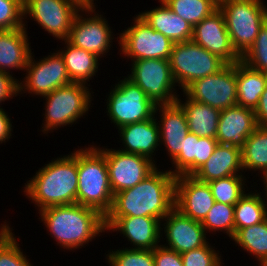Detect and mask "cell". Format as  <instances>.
<instances>
[{
	"instance_id": "6da1fadb",
	"label": "cell",
	"mask_w": 267,
	"mask_h": 266,
	"mask_svg": "<svg viewBox=\"0 0 267 266\" xmlns=\"http://www.w3.org/2000/svg\"><path fill=\"white\" fill-rule=\"evenodd\" d=\"M158 167L132 188L117 192L105 217H154L162 221L174 208L175 176Z\"/></svg>"
},
{
	"instance_id": "7a4b0ae2",
	"label": "cell",
	"mask_w": 267,
	"mask_h": 266,
	"mask_svg": "<svg viewBox=\"0 0 267 266\" xmlns=\"http://www.w3.org/2000/svg\"><path fill=\"white\" fill-rule=\"evenodd\" d=\"M38 213L48 235L65 251L85 248L106 232L105 217L77 203L48 207Z\"/></svg>"
},
{
	"instance_id": "3957f363",
	"label": "cell",
	"mask_w": 267,
	"mask_h": 266,
	"mask_svg": "<svg viewBox=\"0 0 267 266\" xmlns=\"http://www.w3.org/2000/svg\"><path fill=\"white\" fill-rule=\"evenodd\" d=\"M77 148L71 154L60 155L39 168L27 180L23 194L35 208L43 210L52 206L77 203L78 172Z\"/></svg>"
},
{
	"instance_id": "277c9868",
	"label": "cell",
	"mask_w": 267,
	"mask_h": 266,
	"mask_svg": "<svg viewBox=\"0 0 267 266\" xmlns=\"http://www.w3.org/2000/svg\"><path fill=\"white\" fill-rule=\"evenodd\" d=\"M77 204L106 216L114 194L110 185L105 154L94 143L77 149Z\"/></svg>"
},
{
	"instance_id": "5b68a950",
	"label": "cell",
	"mask_w": 267,
	"mask_h": 266,
	"mask_svg": "<svg viewBox=\"0 0 267 266\" xmlns=\"http://www.w3.org/2000/svg\"><path fill=\"white\" fill-rule=\"evenodd\" d=\"M91 85L70 83L59 87L42 99L45 100L43 123L40 130L48 136L53 130H59L68 125H75L81 117L88 116L89 108L93 107L92 100L95 92ZM92 93V94H91ZM92 104V105H91ZM86 114V115H85ZM84 116V117H83Z\"/></svg>"
},
{
	"instance_id": "8992f818",
	"label": "cell",
	"mask_w": 267,
	"mask_h": 266,
	"mask_svg": "<svg viewBox=\"0 0 267 266\" xmlns=\"http://www.w3.org/2000/svg\"><path fill=\"white\" fill-rule=\"evenodd\" d=\"M265 0H226L218 5L225 17L230 41L242 57L254 44L261 26L267 20Z\"/></svg>"
},
{
	"instance_id": "52a82bcc",
	"label": "cell",
	"mask_w": 267,
	"mask_h": 266,
	"mask_svg": "<svg viewBox=\"0 0 267 266\" xmlns=\"http://www.w3.org/2000/svg\"><path fill=\"white\" fill-rule=\"evenodd\" d=\"M119 82L111 85L105 106L108 118L116 129L132 123L142 122L154 116L156 105L133 81L122 76Z\"/></svg>"
},
{
	"instance_id": "ba28073f",
	"label": "cell",
	"mask_w": 267,
	"mask_h": 266,
	"mask_svg": "<svg viewBox=\"0 0 267 266\" xmlns=\"http://www.w3.org/2000/svg\"><path fill=\"white\" fill-rule=\"evenodd\" d=\"M169 61L174 81L182 91L196 79L217 73L227 65L192 40L174 43Z\"/></svg>"
},
{
	"instance_id": "9c48e42d",
	"label": "cell",
	"mask_w": 267,
	"mask_h": 266,
	"mask_svg": "<svg viewBox=\"0 0 267 266\" xmlns=\"http://www.w3.org/2000/svg\"><path fill=\"white\" fill-rule=\"evenodd\" d=\"M130 27L119 34V55L127 60L166 59L169 60L174 42L155 31L137 14L132 17Z\"/></svg>"
},
{
	"instance_id": "30bf717a",
	"label": "cell",
	"mask_w": 267,
	"mask_h": 266,
	"mask_svg": "<svg viewBox=\"0 0 267 266\" xmlns=\"http://www.w3.org/2000/svg\"><path fill=\"white\" fill-rule=\"evenodd\" d=\"M97 6H83L76 14L67 41L74 47L94 53L100 58L106 57L115 42H119V33L114 34L106 16L96 10ZM99 13V14H98ZM88 14V15H87Z\"/></svg>"
},
{
	"instance_id": "8fae6325",
	"label": "cell",
	"mask_w": 267,
	"mask_h": 266,
	"mask_svg": "<svg viewBox=\"0 0 267 266\" xmlns=\"http://www.w3.org/2000/svg\"><path fill=\"white\" fill-rule=\"evenodd\" d=\"M127 78L137 84L155 105L172 104L179 97L170 61L166 59L135 60L129 64Z\"/></svg>"
},
{
	"instance_id": "7c38bea8",
	"label": "cell",
	"mask_w": 267,
	"mask_h": 266,
	"mask_svg": "<svg viewBox=\"0 0 267 266\" xmlns=\"http://www.w3.org/2000/svg\"><path fill=\"white\" fill-rule=\"evenodd\" d=\"M23 7L26 30L31 18L43 31L61 41L68 39L73 20L83 6L78 0H23Z\"/></svg>"
},
{
	"instance_id": "4fadbf2b",
	"label": "cell",
	"mask_w": 267,
	"mask_h": 266,
	"mask_svg": "<svg viewBox=\"0 0 267 266\" xmlns=\"http://www.w3.org/2000/svg\"><path fill=\"white\" fill-rule=\"evenodd\" d=\"M54 51L38 60L32 52L24 70L25 77L18 81V96L26 93V96L29 94L43 98L55 89L72 83L63 58Z\"/></svg>"
},
{
	"instance_id": "5bb4252c",
	"label": "cell",
	"mask_w": 267,
	"mask_h": 266,
	"mask_svg": "<svg viewBox=\"0 0 267 266\" xmlns=\"http://www.w3.org/2000/svg\"><path fill=\"white\" fill-rule=\"evenodd\" d=\"M183 92L189 99L225 110L237 105L236 63L219 72L196 79Z\"/></svg>"
},
{
	"instance_id": "9a60e30c",
	"label": "cell",
	"mask_w": 267,
	"mask_h": 266,
	"mask_svg": "<svg viewBox=\"0 0 267 266\" xmlns=\"http://www.w3.org/2000/svg\"><path fill=\"white\" fill-rule=\"evenodd\" d=\"M100 146L98 148L105 154L113 194L134 187L158 167L145 156Z\"/></svg>"
},
{
	"instance_id": "2e32d148",
	"label": "cell",
	"mask_w": 267,
	"mask_h": 266,
	"mask_svg": "<svg viewBox=\"0 0 267 266\" xmlns=\"http://www.w3.org/2000/svg\"><path fill=\"white\" fill-rule=\"evenodd\" d=\"M161 236V241H166L161 244L179 254L204 246L209 240L201 222L185 216L175 207L161 221Z\"/></svg>"
},
{
	"instance_id": "e0dca14e",
	"label": "cell",
	"mask_w": 267,
	"mask_h": 266,
	"mask_svg": "<svg viewBox=\"0 0 267 266\" xmlns=\"http://www.w3.org/2000/svg\"><path fill=\"white\" fill-rule=\"evenodd\" d=\"M192 41L227 64H235L241 60L232 47L225 17L219 7L193 27Z\"/></svg>"
},
{
	"instance_id": "ac0fdd59",
	"label": "cell",
	"mask_w": 267,
	"mask_h": 266,
	"mask_svg": "<svg viewBox=\"0 0 267 266\" xmlns=\"http://www.w3.org/2000/svg\"><path fill=\"white\" fill-rule=\"evenodd\" d=\"M105 229L121 233L129 249L153 250L162 242L161 221L154 217H105Z\"/></svg>"
},
{
	"instance_id": "d6986e66",
	"label": "cell",
	"mask_w": 267,
	"mask_h": 266,
	"mask_svg": "<svg viewBox=\"0 0 267 266\" xmlns=\"http://www.w3.org/2000/svg\"><path fill=\"white\" fill-rule=\"evenodd\" d=\"M214 202L208 183L198 181L192 175L175 177L174 207L185 216L202 222Z\"/></svg>"
},
{
	"instance_id": "ffe728a7",
	"label": "cell",
	"mask_w": 267,
	"mask_h": 266,
	"mask_svg": "<svg viewBox=\"0 0 267 266\" xmlns=\"http://www.w3.org/2000/svg\"><path fill=\"white\" fill-rule=\"evenodd\" d=\"M154 117L159 126L160 146L165 147L168 159L170 157L172 162L180 154L183 140L189 133L186 115L182 107L174 102L156 105Z\"/></svg>"
},
{
	"instance_id": "44dd1931",
	"label": "cell",
	"mask_w": 267,
	"mask_h": 266,
	"mask_svg": "<svg viewBox=\"0 0 267 266\" xmlns=\"http://www.w3.org/2000/svg\"><path fill=\"white\" fill-rule=\"evenodd\" d=\"M257 127L254 110L235 105L220 111L216 140L242 149Z\"/></svg>"
},
{
	"instance_id": "7402d4cb",
	"label": "cell",
	"mask_w": 267,
	"mask_h": 266,
	"mask_svg": "<svg viewBox=\"0 0 267 266\" xmlns=\"http://www.w3.org/2000/svg\"><path fill=\"white\" fill-rule=\"evenodd\" d=\"M117 131L123 145V148L122 145L119 147L120 151L142 155L157 163L154 157L162 146L159 126L154 116L142 122L124 125Z\"/></svg>"
},
{
	"instance_id": "603a6c76",
	"label": "cell",
	"mask_w": 267,
	"mask_h": 266,
	"mask_svg": "<svg viewBox=\"0 0 267 266\" xmlns=\"http://www.w3.org/2000/svg\"><path fill=\"white\" fill-rule=\"evenodd\" d=\"M29 39L24 27L0 30V71L13 76L14 70L26 69L33 50Z\"/></svg>"
},
{
	"instance_id": "cb8c5ba5",
	"label": "cell",
	"mask_w": 267,
	"mask_h": 266,
	"mask_svg": "<svg viewBox=\"0 0 267 266\" xmlns=\"http://www.w3.org/2000/svg\"><path fill=\"white\" fill-rule=\"evenodd\" d=\"M241 149L227 144H217L210 158L192 176L208 183L231 175H244Z\"/></svg>"
},
{
	"instance_id": "d4e9b609",
	"label": "cell",
	"mask_w": 267,
	"mask_h": 266,
	"mask_svg": "<svg viewBox=\"0 0 267 266\" xmlns=\"http://www.w3.org/2000/svg\"><path fill=\"white\" fill-rule=\"evenodd\" d=\"M160 5L144 12H138L139 16L155 31H158L174 43L192 40L193 27L187 21L175 14L163 0Z\"/></svg>"
},
{
	"instance_id": "484cf974",
	"label": "cell",
	"mask_w": 267,
	"mask_h": 266,
	"mask_svg": "<svg viewBox=\"0 0 267 266\" xmlns=\"http://www.w3.org/2000/svg\"><path fill=\"white\" fill-rule=\"evenodd\" d=\"M61 42L64 45L58 48L57 52L63 58L71 82L90 85L88 82L98 75L101 58L94 53L74 47L67 40Z\"/></svg>"
},
{
	"instance_id": "4316f807",
	"label": "cell",
	"mask_w": 267,
	"mask_h": 266,
	"mask_svg": "<svg viewBox=\"0 0 267 266\" xmlns=\"http://www.w3.org/2000/svg\"><path fill=\"white\" fill-rule=\"evenodd\" d=\"M176 99L186 115L188 129L190 133L198 137L215 138L217 133L220 110L212 108L207 104L189 99L184 93ZM181 99H185L184 101Z\"/></svg>"
},
{
	"instance_id": "83f0119b",
	"label": "cell",
	"mask_w": 267,
	"mask_h": 266,
	"mask_svg": "<svg viewBox=\"0 0 267 266\" xmlns=\"http://www.w3.org/2000/svg\"><path fill=\"white\" fill-rule=\"evenodd\" d=\"M237 105L255 110L267 86V73L257 71L241 60L236 62Z\"/></svg>"
},
{
	"instance_id": "f1b7e54d",
	"label": "cell",
	"mask_w": 267,
	"mask_h": 266,
	"mask_svg": "<svg viewBox=\"0 0 267 266\" xmlns=\"http://www.w3.org/2000/svg\"><path fill=\"white\" fill-rule=\"evenodd\" d=\"M242 167L262 178L267 173V128L257 127L246 139L241 149Z\"/></svg>"
},
{
	"instance_id": "f546056e",
	"label": "cell",
	"mask_w": 267,
	"mask_h": 266,
	"mask_svg": "<svg viewBox=\"0 0 267 266\" xmlns=\"http://www.w3.org/2000/svg\"><path fill=\"white\" fill-rule=\"evenodd\" d=\"M245 193L234 205V233L248 226L261 223L267 218V202L260 190ZM258 191V192H257ZM262 196V197H261Z\"/></svg>"
},
{
	"instance_id": "4dcf8cb0",
	"label": "cell",
	"mask_w": 267,
	"mask_h": 266,
	"mask_svg": "<svg viewBox=\"0 0 267 266\" xmlns=\"http://www.w3.org/2000/svg\"><path fill=\"white\" fill-rule=\"evenodd\" d=\"M230 240L244 253L253 256L259 266L267 264V218L261 223L237 230Z\"/></svg>"
},
{
	"instance_id": "1f68e13d",
	"label": "cell",
	"mask_w": 267,
	"mask_h": 266,
	"mask_svg": "<svg viewBox=\"0 0 267 266\" xmlns=\"http://www.w3.org/2000/svg\"><path fill=\"white\" fill-rule=\"evenodd\" d=\"M0 225V266H33L29 261L26 253L19 246L16 239L14 227H10L9 221Z\"/></svg>"
},
{
	"instance_id": "d6a6232c",
	"label": "cell",
	"mask_w": 267,
	"mask_h": 266,
	"mask_svg": "<svg viewBox=\"0 0 267 266\" xmlns=\"http://www.w3.org/2000/svg\"><path fill=\"white\" fill-rule=\"evenodd\" d=\"M244 175H231L225 178L208 182L215 202L235 205L239 199L248 191ZM247 188H246V187ZM247 189V190H245Z\"/></svg>"
},
{
	"instance_id": "836d02e7",
	"label": "cell",
	"mask_w": 267,
	"mask_h": 266,
	"mask_svg": "<svg viewBox=\"0 0 267 266\" xmlns=\"http://www.w3.org/2000/svg\"><path fill=\"white\" fill-rule=\"evenodd\" d=\"M165 4L189 25L194 27L213 13L218 5L213 0H163Z\"/></svg>"
},
{
	"instance_id": "e575fe53",
	"label": "cell",
	"mask_w": 267,
	"mask_h": 266,
	"mask_svg": "<svg viewBox=\"0 0 267 266\" xmlns=\"http://www.w3.org/2000/svg\"><path fill=\"white\" fill-rule=\"evenodd\" d=\"M234 205L214 202L212 208L201 222L205 232L217 234L223 232L229 239L234 236Z\"/></svg>"
},
{
	"instance_id": "d590c367",
	"label": "cell",
	"mask_w": 267,
	"mask_h": 266,
	"mask_svg": "<svg viewBox=\"0 0 267 266\" xmlns=\"http://www.w3.org/2000/svg\"><path fill=\"white\" fill-rule=\"evenodd\" d=\"M198 139L196 134L190 132L184 138L180 154L170 162L174 169L169 171L175 177L193 175L198 170Z\"/></svg>"
},
{
	"instance_id": "8d00e7d4",
	"label": "cell",
	"mask_w": 267,
	"mask_h": 266,
	"mask_svg": "<svg viewBox=\"0 0 267 266\" xmlns=\"http://www.w3.org/2000/svg\"><path fill=\"white\" fill-rule=\"evenodd\" d=\"M107 253L105 257L109 266H154L153 250L123 246V249H110Z\"/></svg>"
},
{
	"instance_id": "74e56055",
	"label": "cell",
	"mask_w": 267,
	"mask_h": 266,
	"mask_svg": "<svg viewBox=\"0 0 267 266\" xmlns=\"http://www.w3.org/2000/svg\"><path fill=\"white\" fill-rule=\"evenodd\" d=\"M241 61L252 69L267 73V20L261 26L254 44L241 57Z\"/></svg>"
},
{
	"instance_id": "f35d334b",
	"label": "cell",
	"mask_w": 267,
	"mask_h": 266,
	"mask_svg": "<svg viewBox=\"0 0 267 266\" xmlns=\"http://www.w3.org/2000/svg\"><path fill=\"white\" fill-rule=\"evenodd\" d=\"M208 242L199 248L181 254L183 266H223V254Z\"/></svg>"
},
{
	"instance_id": "ab89813d",
	"label": "cell",
	"mask_w": 267,
	"mask_h": 266,
	"mask_svg": "<svg viewBox=\"0 0 267 266\" xmlns=\"http://www.w3.org/2000/svg\"><path fill=\"white\" fill-rule=\"evenodd\" d=\"M23 27V0H0V30H12Z\"/></svg>"
},
{
	"instance_id": "60d3db41",
	"label": "cell",
	"mask_w": 267,
	"mask_h": 266,
	"mask_svg": "<svg viewBox=\"0 0 267 266\" xmlns=\"http://www.w3.org/2000/svg\"><path fill=\"white\" fill-rule=\"evenodd\" d=\"M154 266H183L181 254L162 244L153 249Z\"/></svg>"
},
{
	"instance_id": "b9f144b4",
	"label": "cell",
	"mask_w": 267,
	"mask_h": 266,
	"mask_svg": "<svg viewBox=\"0 0 267 266\" xmlns=\"http://www.w3.org/2000/svg\"><path fill=\"white\" fill-rule=\"evenodd\" d=\"M18 81L15 75L0 71V107L5 101L18 97Z\"/></svg>"
},
{
	"instance_id": "7bdbcfd3",
	"label": "cell",
	"mask_w": 267,
	"mask_h": 266,
	"mask_svg": "<svg viewBox=\"0 0 267 266\" xmlns=\"http://www.w3.org/2000/svg\"><path fill=\"white\" fill-rule=\"evenodd\" d=\"M218 141L215 138L199 137L198 139V169L210 158Z\"/></svg>"
},
{
	"instance_id": "ee69618b",
	"label": "cell",
	"mask_w": 267,
	"mask_h": 266,
	"mask_svg": "<svg viewBox=\"0 0 267 266\" xmlns=\"http://www.w3.org/2000/svg\"><path fill=\"white\" fill-rule=\"evenodd\" d=\"M5 111V108L3 109V107H0V145L2 143H4L5 145V143L8 142L10 138H12L11 136L14 135L12 134L13 122H11L12 120L8 112Z\"/></svg>"
},
{
	"instance_id": "f6af8a7d",
	"label": "cell",
	"mask_w": 267,
	"mask_h": 266,
	"mask_svg": "<svg viewBox=\"0 0 267 266\" xmlns=\"http://www.w3.org/2000/svg\"><path fill=\"white\" fill-rule=\"evenodd\" d=\"M257 125L267 128V86L261 94L259 103L254 110Z\"/></svg>"
},
{
	"instance_id": "bcb514c9",
	"label": "cell",
	"mask_w": 267,
	"mask_h": 266,
	"mask_svg": "<svg viewBox=\"0 0 267 266\" xmlns=\"http://www.w3.org/2000/svg\"><path fill=\"white\" fill-rule=\"evenodd\" d=\"M260 180L262 179V181L260 182H263V185L265 186L262 190V193L264 194V197L266 199V202H267V173L262 177V178H259Z\"/></svg>"
},
{
	"instance_id": "7dc6e473",
	"label": "cell",
	"mask_w": 267,
	"mask_h": 266,
	"mask_svg": "<svg viewBox=\"0 0 267 266\" xmlns=\"http://www.w3.org/2000/svg\"><path fill=\"white\" fill-rule=\"evenodd\" d=\"M95 1V3H94ZM96 1L98 0H78V2L82 5V6H96Z\"/></svg>"
},
{
	"instance_id": "c3c4849f",
	"label": "cell",
	"mask_w": 267,
	"mask_h": 266,
	"mask_svg": "<svg viewBox=\"0 0 267 266\" xmlns=\"http://www.w3.org/2000/svg\"><path fill=\"white\" fill-rule=\"evenodd\" d=\"M217 5H219L220 3H222L223 1H226V0H213Z\"/></svg>"
}]
</instances>
